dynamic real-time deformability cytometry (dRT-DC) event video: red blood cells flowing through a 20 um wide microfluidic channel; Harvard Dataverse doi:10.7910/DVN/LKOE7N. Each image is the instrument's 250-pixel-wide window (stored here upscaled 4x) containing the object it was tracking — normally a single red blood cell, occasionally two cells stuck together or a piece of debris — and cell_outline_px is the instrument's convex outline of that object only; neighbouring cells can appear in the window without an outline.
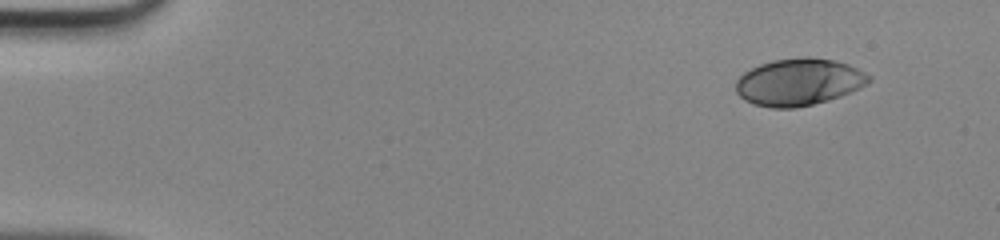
{"species": "human", "species_latin": "Homo sapiens", "temperature_condition": "room temperature", "stored_images_in_passage": 44, "camera_frame_rate_fps": 3000, "um_per_image_px": 0.085, "donor": {"sex": "male"}, "frame": {"image": 1, "passage_image": 1, "time_ms": 0.0, "image_size_px": [1000, 240], "cell_outline_px": [[872, 80], [868, 84], [860, 88], [840, 96], [828, 100], [796, 108], [772, 108], [752, 104], [744, 100], [736, 92], [736, 80], [744, 72], [760, 64], [776, 60], [832, 60], [848, 64], [872, 76]], "centroid_in_image_um": [67.89, 7.02], "position_along_channel_um": 17.1, "area_um2": 35.66}}
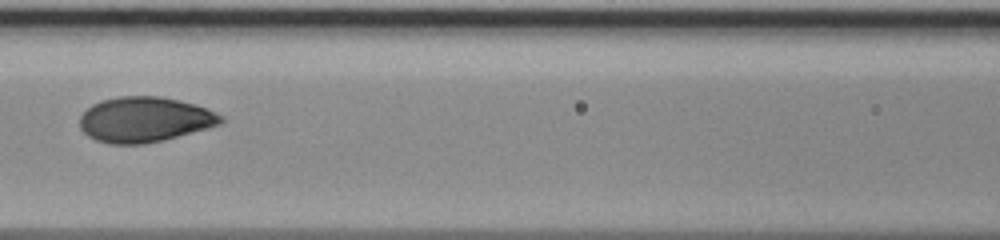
{"frame": {"image": 2, "passage_image": 19, "time_ms": 6.0, "image_size_px": [1000, 240], "cell_outline_px": [[224, 120], [220, 124], [208, 128], [164, 140], [144, 144], [112, 144], [96, 140], [88, 136], [80, 128], [80, 116], [92, 104], [104, 100], [120, 96], [160, 96], [192, 104], [204, 108], [224, 116]], "centroid_in_image_um": [12.28, 10.17], "position_along_channel_um": 154.3, "area_um2": 36.93}}
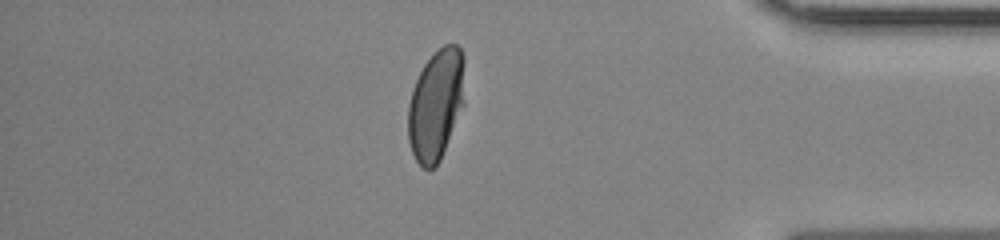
{"frame": {"image": 3, "passage_image": 38, "time_ms": 12.333, "image_size_px": [1000, 240], "cell_outline_px": [[464, 104], [440, 160], [432, 168], [424, 168], [416, 160], [412, 152], [408, 140], [408, 104], [412, 88], [424, 64], [444, 44], [456, 44], [460, 48], [464, 56]], "centroid_in_image_um": [37.06, 8.88], "position_along_channel_um": 398.1, "area_um2": 36.47}}